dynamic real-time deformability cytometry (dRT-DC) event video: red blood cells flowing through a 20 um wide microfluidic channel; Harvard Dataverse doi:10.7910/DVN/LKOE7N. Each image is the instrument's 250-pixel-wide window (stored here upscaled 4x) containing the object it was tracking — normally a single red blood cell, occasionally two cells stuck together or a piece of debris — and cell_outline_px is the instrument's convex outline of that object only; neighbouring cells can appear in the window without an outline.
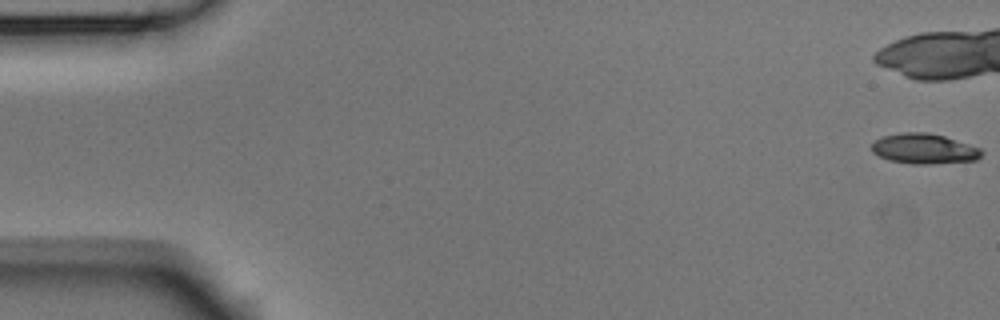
{"species": "Egyptian fruit bat (a non-hibernating species)", "species_latin": "Rousettus aegyptiacus", "temperature_condition": "room temperature", "stored_images_in_passage": 14, "camera_frame_rate_fps": 3000, "um_per_image_px": 0.085, "animal": {"sex": "male"}, "frame": {"image": 1, "passage_image": 1, "time_ms": 0.0, "image_size_px": [1000, 320], "cell_outline_px": [[984, 152], [976, 160], [928, 164], [912, 164], [888, 160], [872, 152], [872, 144], [876, 140], [884, 136], [904, 132], [928, 132], [944, 136], [980, 148]], "centroid_in_image_um": [78.55, 12.64], "position_along_channel_um": 6.5, "area_um2": 19.19}}